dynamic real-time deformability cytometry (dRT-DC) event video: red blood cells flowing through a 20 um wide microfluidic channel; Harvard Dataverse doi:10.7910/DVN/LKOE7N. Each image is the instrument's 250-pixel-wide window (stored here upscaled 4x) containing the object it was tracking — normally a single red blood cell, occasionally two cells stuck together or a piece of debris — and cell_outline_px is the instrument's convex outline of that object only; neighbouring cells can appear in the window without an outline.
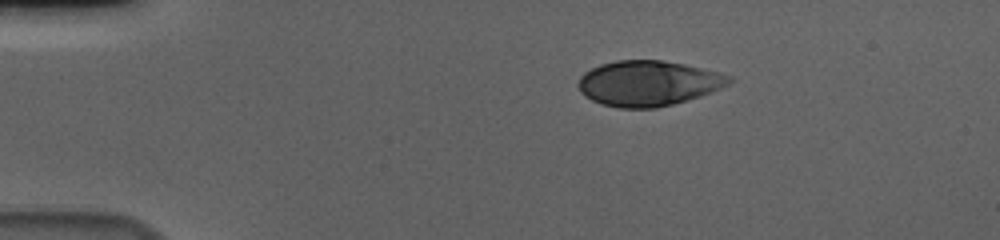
{"species": "human", "species_latin": "Homo sapiens", "temperature_condition": "cold", "stored_images_in_passage": 47, "camera_frame_rate_fps": 3000, "um_per_image_px": 0.085, "donor": {"sex": "male"}, "frame": {"image": 1, "passage_image": 1, "time_ms": 0.0, "image_size_px": [1000, 240], "cell_outline_px": [[732, 80], [728, 84], [712, 92], [688, 100], [656, 108], [620, 108], [600, 104], [584, 96], [580, 92], [576, 84], [580, 76], [584, 72], [600, 64], [616, 60], [660, 60], [684, 64], [732, 76]], "centroid_in_image_um": [55.05, 7.08], "position_along_channel_um": 30.0, "area_um2": 39.88}}
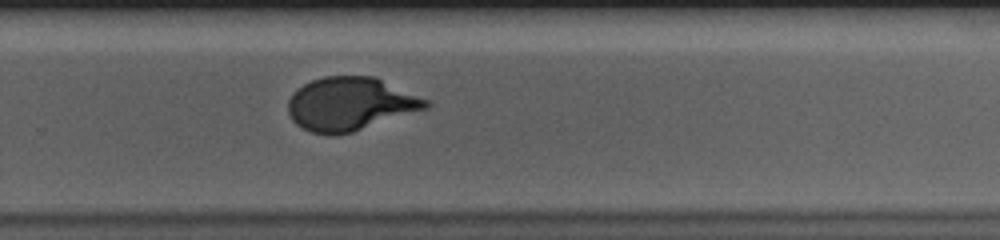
{"frame": {"image": 2, "passage_image": 29, "time_ms": 9.333, "image_size_px": [1000, 240], "cell_outline_px": [[432, 104], [428, 108], [352, 132], [332, 136], [312, 132], [296, 124], [292, 120], [288, 112], [288, 100], [296, 88], [312, 80], [324, 76], [376, 76], [428, 100]], "centroid_in_image_um": [29.77, 8.83], "position_along_channel_um": 300.0, "area_um2": 42.89}}
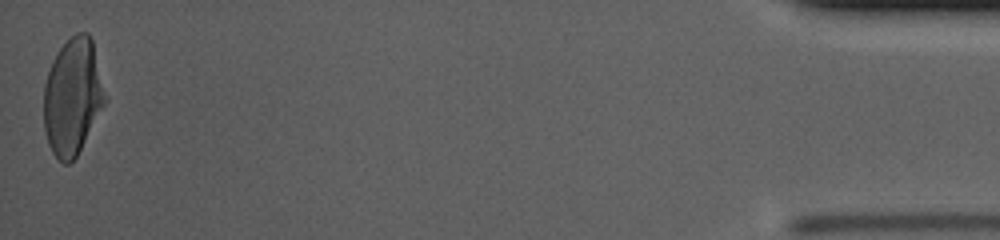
{"frame": {"image": 3, "passage_image": 47, "time_ms": 15.333, "image_size_px": [1000, 240], "cell_outline_px": [[108, 100], [76, 156], [68, 164], [64, 164], [52, 152], [48, 144], [44, 132], [44, 84], [52, 60], [60, 48], [76, 32], [88, 32], [92, 40]], "centroid_in_image_um": [6.18, 8.22], "position_along_channel_um": 429.0, "area_um2": 41.73}, "authors_computed_cell_mechanics": {"area_um2": 41.8472, "velocity_mm_per_s": 3.6195, "shape_relaxation_time_tau1_ms": 4.4294, "shape_relaxation_time_tau2_ms": null, "deformation_change_tau1": 0.1957, "deformation_change_tau2": null}}